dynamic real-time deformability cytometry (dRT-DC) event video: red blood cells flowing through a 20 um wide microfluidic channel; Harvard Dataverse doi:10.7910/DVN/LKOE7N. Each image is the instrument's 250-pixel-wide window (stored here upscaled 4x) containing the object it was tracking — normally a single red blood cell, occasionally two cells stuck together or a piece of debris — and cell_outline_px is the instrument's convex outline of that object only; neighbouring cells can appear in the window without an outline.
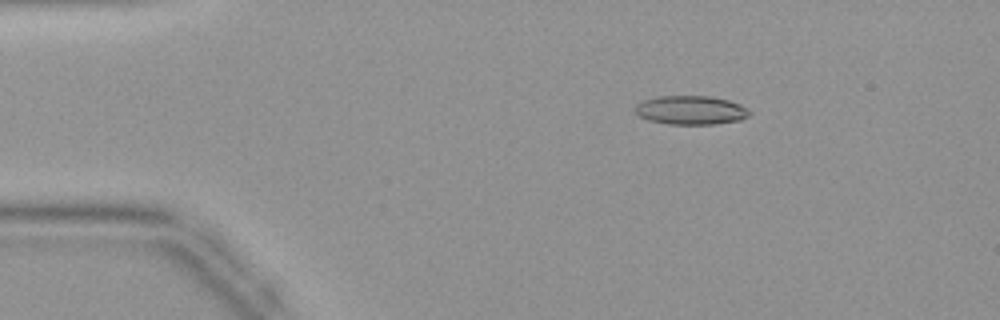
{"species": "common noctule bat (a hibernating species)", "species_latin": "Nyctalus noctula", "temperature_condition": "warm", "stored_images_in_passage": 43, "camera_frame_rate_fps": 3000, "um_per_image_px": 0.085, "animal": {"sex": "female", "body_mass_g": 19.9}, "frame": {"image": 1, "passage_image": 7, "time_ms": 2.0, "image_size_px": [1000, 320], "cell_outline_px": [[752, 112], [748, 116], [740, 120], [716, 124], [668, 124], [648, 120], [640, 116], [636, 112], [636, 104], [644, 100], [656, 96], [712, 96], [728, 100], [740, 104], [748, 108]], "centroid_in_image_um": [58.75, 9.36], "position_along_channel_um": 26.2, "area_um2": 19.31}}
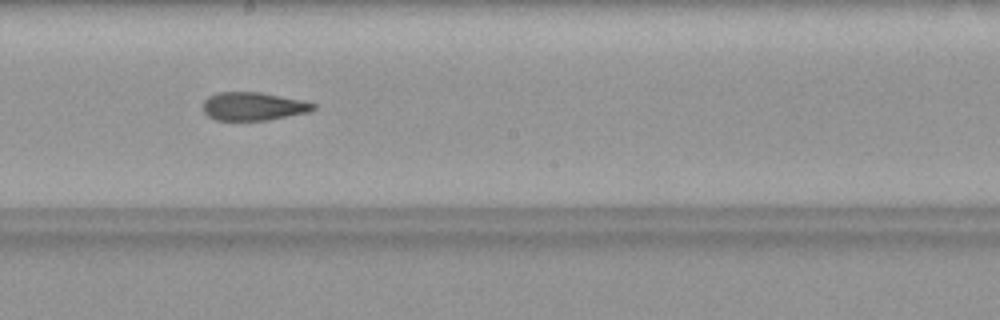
{"frame": {"image": 2, "passage_image": 24, "time_ms": 7.667, "image_size_px": [1000, 320], "cell_outline_px": [[316, 108], [308, 112], [268, 120], [216, 120], [208, 116], [204, 112], [204, 100], [208, 96], [216, 92], [256, 92], [304, 100], [316, 104]], "centroid_in_image_um": [21.52, 9.03], "position_along_channel_um": 226.7, "area_um2": 18.09}}
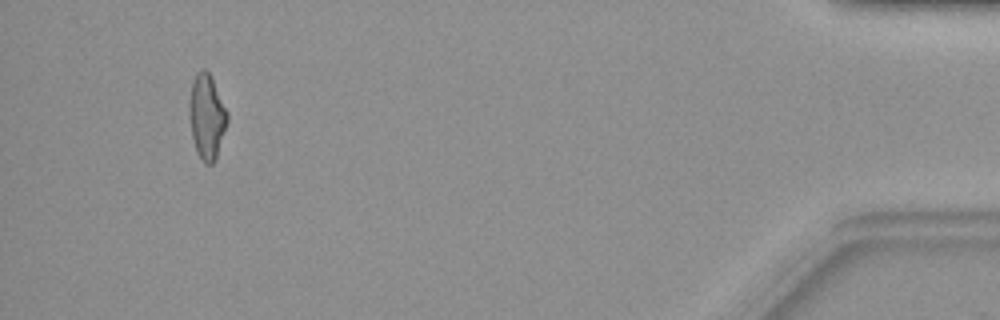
{"frame": {"image": 3, "passage_image": 41, "time_ms": 13.333, "image_size_px": [1000, 320], "cell_outline_px": [[228, 120], [216, 160], [212, 164], [204, 164], [196, 152], [192, 136], [188, 116], [188, 104], [192, 84], [196, 72], [204, 68], [212, 76], [228, 112]], "centroid_in_image_um": [17.57, 9.92], "position_along_channel_um": 417.6, "area_um2": 19.19}}